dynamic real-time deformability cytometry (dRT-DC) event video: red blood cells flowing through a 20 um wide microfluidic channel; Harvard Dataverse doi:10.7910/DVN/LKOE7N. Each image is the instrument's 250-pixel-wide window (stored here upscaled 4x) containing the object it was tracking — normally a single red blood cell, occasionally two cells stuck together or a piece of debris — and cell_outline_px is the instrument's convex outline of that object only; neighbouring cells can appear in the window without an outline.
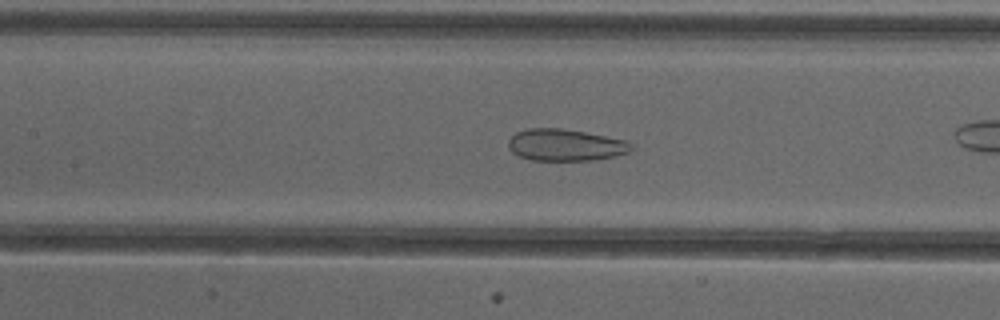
{"species": "common noctule bat (a hibernating species)", "species_latin": "Nyctalus noctula", "temperature_condition": "cold", "stored_images_in_passage": 41, "camera_frame_rate_fps": 3000, "um_per_image_px": 0.085, "animal": {"sex": "female"}, "frame": {"image": 1, "passage_image": 24, "time_ms": 7.667, "image_size_px": [1000, 320], "cell_outline_px": [[632, 148], [628, 152], [616, 156], [596, 160], [532, 160], [520, 156], [512, 152], [508, 148], [508, 140], [516, 132], [528, 128], [560, 128], [584, 132], [628, 140], [632, 144]], "centroid_in_image_um": [48.07, 12.32], "position_along_channel_um": 159.3, "area_um2": 22.83}}
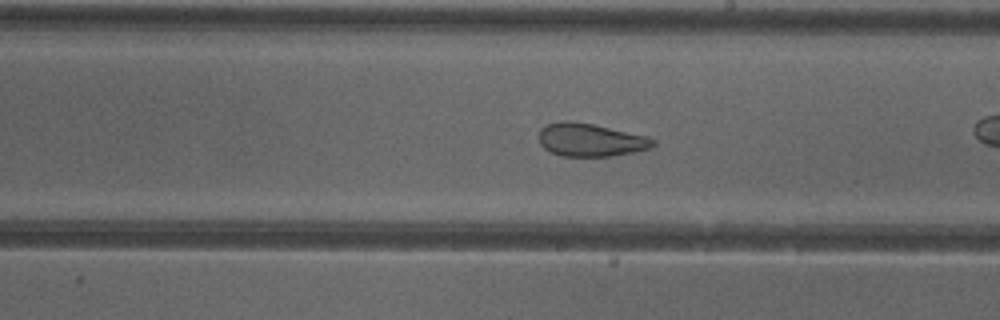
{"frame": {"image": 2, "passage_image": 30, "time_ms": 9.667, "image_size_px": [1000, 320], "cell_outline_px": [[656, 144], [652, 148], [612, 156], [560, 156], [544, 148], [540, 144], [540, 128], [548, 124], [560, 120], [572, 120], [592, 124], [648, 136], [656, 140]], "centroid_in_image_um": [50.21, 11.88], "position_along_channel_um": 238.8, "area_um2": 22.08}}